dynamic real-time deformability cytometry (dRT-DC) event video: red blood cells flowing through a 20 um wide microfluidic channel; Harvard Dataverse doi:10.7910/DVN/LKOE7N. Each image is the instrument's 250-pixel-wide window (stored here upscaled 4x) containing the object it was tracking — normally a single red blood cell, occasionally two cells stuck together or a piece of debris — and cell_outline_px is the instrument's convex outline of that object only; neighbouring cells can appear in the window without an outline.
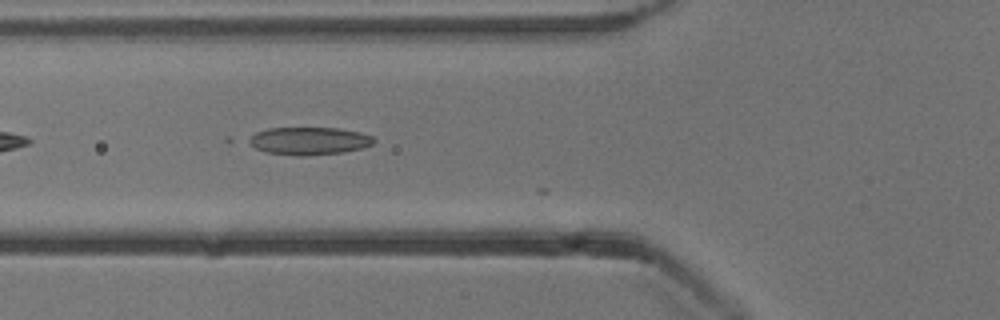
{"species": "common noctule bat (a hibernating species)", "species_latin": "Nyctalus noctula", "temperature_condition": "cold", "stored_images_in_passage": 6, "camera_frame_rate_fps": 3000, "um_per_image_px": 0.085, "animal": {"sex": "male", "body_mass_g": 13.3}, "frame": {"image": 1, "passage_image": 2, "time_ms": 0.333, "image_size_px": [1000, 320], "cell_outline_px": [[376, 140], [372, 144], [364, 148], [340, 152], [308, 156], [296, 156], [264, 152], [256, 148], [244, 140], [256, 132], [268, 128], [340, 128], [360, 132], [372, 136]], "centroid_in_image_um": [26.24, 11.98], "position_along_channel_um": 99.6, "area_um2": 20.4}}
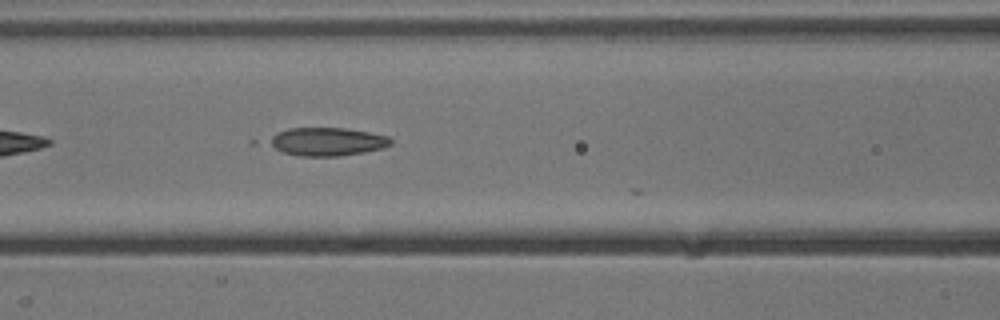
{"frame": {"image": 2, "passage_image": 5, "time_ms": 1.333, "image_size_px": [1000, 320], "cell_outline_px": [[392, 144], [384, 148], [364, 152], [340, 156], [300, 156], [284, 152], [268, 144], [264, 140], [276, 132], [288, 128], [344, 128], [368, 132], [388, 136], [392, 140]], "centroid_in_image_um": [27.77, 12.03], "position_along_channel_um": 138.8, "area_um2": 20.17}}